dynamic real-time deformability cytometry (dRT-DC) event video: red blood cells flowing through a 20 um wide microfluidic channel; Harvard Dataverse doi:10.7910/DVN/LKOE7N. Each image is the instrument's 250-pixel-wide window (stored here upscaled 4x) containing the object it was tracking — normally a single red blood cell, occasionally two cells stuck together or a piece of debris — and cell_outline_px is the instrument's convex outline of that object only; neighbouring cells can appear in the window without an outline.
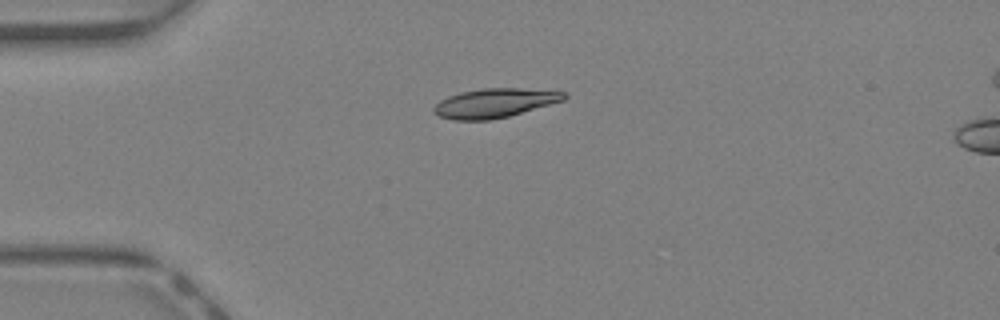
{"species": "Egyptian fruit bat (a non-hibernating species)", "species_latin": "Rousettus aegyptiacus", "temperature_condition": "warm", "stored_images_in_passage": 18, "camera_frame_rate_fps": 3000, "um_per_image_px": 0.085, "animal": {"sex": "female"}, "frame": {"image": 1, "passage_image": 1, "time_ms": 0.0, "image_size_px": [1000, 320], "cell_outline_px": [[568, 96], [564, 100], [508, 116], [488, 120], [452, 120], [440, 116], [432, 112], [432, 108], [440, 100], [448, 96], [460, 92], [484, 88], [520, 88], [564, 92]], "centroid_in_image_um": [41.99, 8.76], "position_along_channel_um": 43.0, "area_um2": 21.96}}
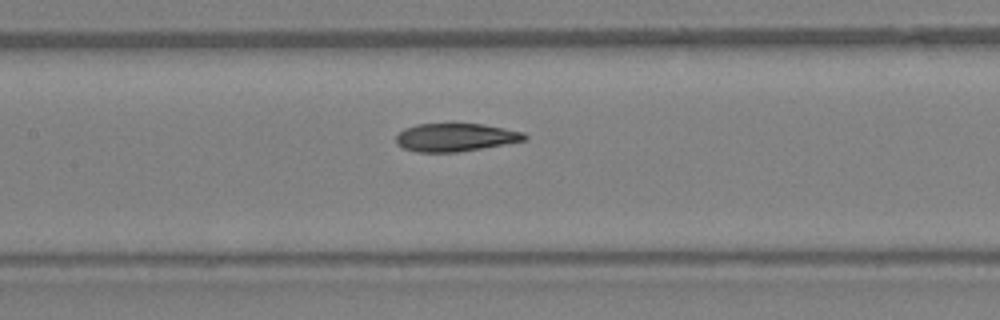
{"frame": {"image": 2, "passage_image": 11, "time_ms": 3.333, "image_size_px": [1000, 320], "cell_outline_px": [[528, 140], [456, 152], [420, 152], [404, 148], [396, 144], [396, 136], [404, 128], [416, 124], [484, 124], [524, 132], [528, 136]], "centroid_in_image_um": [38.73, 11.67], "position_along_channel_um": 168.7, "area_um2": 20.92}}
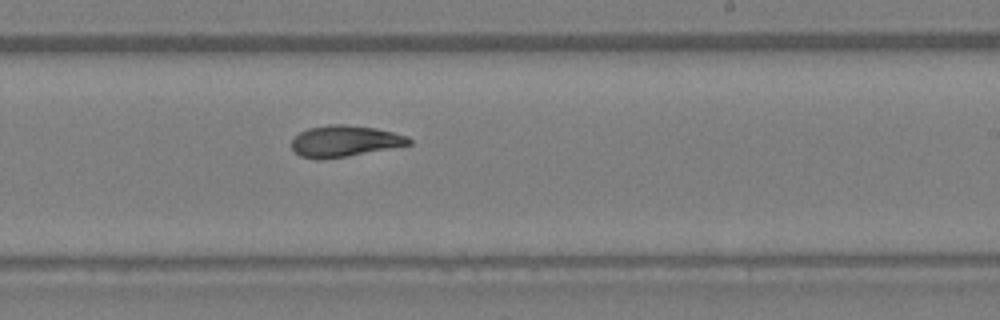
{"frame": {"image": 3, "passage_image": 17, "time_ms": 5.333, "image_size_px": [1000, 320], "cell_outline_px": [[412, 144], [348, 156], [320, 160], [316, 160], [300, 156], [292, 148], [292, 140], [300, 132], [308, 128], [332, 124], [344, 124], [376, 128], [408, 136], [412, 140]], "centroid_in_image_um": [29.3, 12.0], "position_along_channel_um": 259.7, "area_um2": 21.39}}